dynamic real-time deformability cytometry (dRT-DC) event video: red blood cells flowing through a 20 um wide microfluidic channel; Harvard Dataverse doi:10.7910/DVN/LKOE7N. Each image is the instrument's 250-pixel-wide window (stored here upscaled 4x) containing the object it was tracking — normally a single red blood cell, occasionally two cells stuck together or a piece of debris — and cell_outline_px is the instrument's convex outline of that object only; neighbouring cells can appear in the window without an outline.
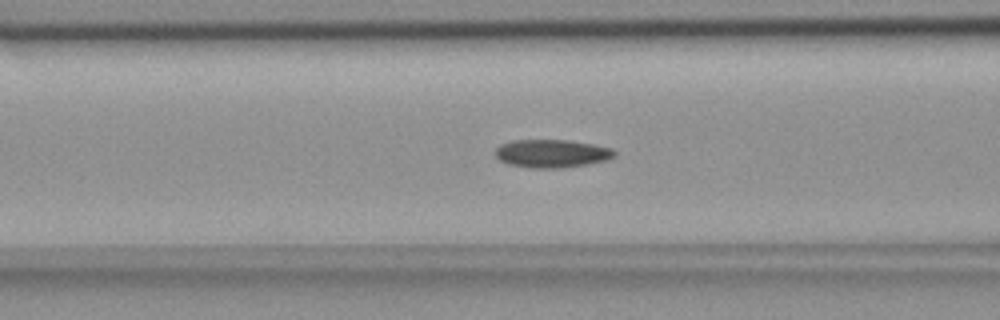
{"species": "common noctule bat (a hibernating species)", "species_latin": "Nyctalus noctula", "temperature_condition": "room temperature", "stored_images_in_passage": 55, "camera_frame_rate_fps": 3000, "um_per_image_px": 0.085, "animal": {"sex": "female", "body_mass_g": 18.4}, "frame": {"image": 1, "passage_image": 22, "time_ms": 7.0, "image_size_px": [1000, 320], "cell_outline_px": [[616, 156], [608, 160], [588, 164], [560, 168], [528, 168], [508, 164], [500, 160], [496, 156], [496, 148], [500, 144], [512, 140], [568, 140], [592, 144], [612, 148], [616, 152]], "centroid_in_image_um": [46.91, 13.05], "position_along_channel_um": 119.7, "area_um2": 19.65}}
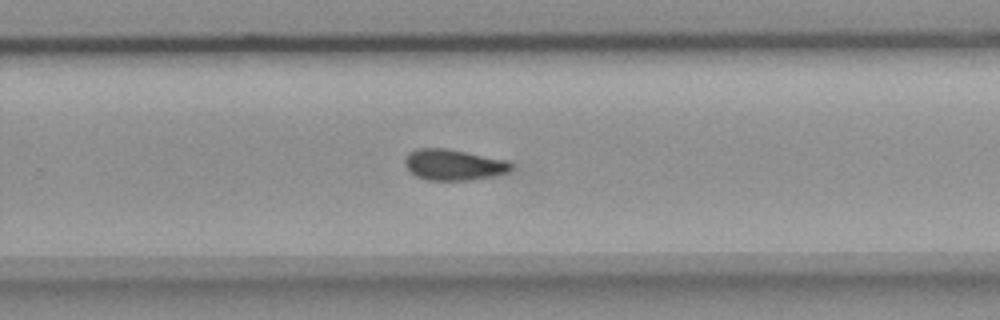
{"frame": {"image": 2, "passage_image": 36, "time_ms": 11.667, "image_size_px": [1000, 320], "cell_outline_px": [[512, 168], [508, 172], [492, 176], [472, 180], [428, 180], [416, 176], [404, 164], [404, 156], [408, 152], [416, 148], [444, 148], [504, 160], [512, 164]], "centroid_in_image_um": [38.49, 14.0], "position_along_channel_um": 291.3, "area_um2": 18.96}}
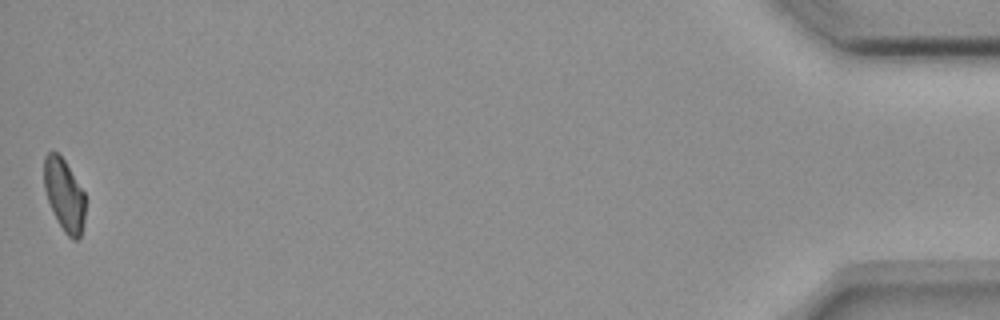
{"frame": {"image": 3, "passage_image": 55, "time_ms": 18.0, "image_size_px": [1000, 320], "cell_outline_px": [[84, 220], [80, 236], [76, 240], [72, 240], [64, 232], [56, 220], [48, 200], [44, 188], [44, 156], [48, 152], [56, 152], [64, 160], [84, 192]], "centroid_in_image_um": [5.44, 16.59], "position_along_channel_um": 429.8, "area_um2": 17.17}, "authors_computed_cell_mechanics": {"area_um2": 18.8428, "velocity_mm_per_s": 3.6888, "shape_relaxation_time_tau1_ms": null, "shape_relaxation_time_tau2_ms": 6.4172, "deformation_change_tau1": null, "deformation_change_tau2": 0.0995}}